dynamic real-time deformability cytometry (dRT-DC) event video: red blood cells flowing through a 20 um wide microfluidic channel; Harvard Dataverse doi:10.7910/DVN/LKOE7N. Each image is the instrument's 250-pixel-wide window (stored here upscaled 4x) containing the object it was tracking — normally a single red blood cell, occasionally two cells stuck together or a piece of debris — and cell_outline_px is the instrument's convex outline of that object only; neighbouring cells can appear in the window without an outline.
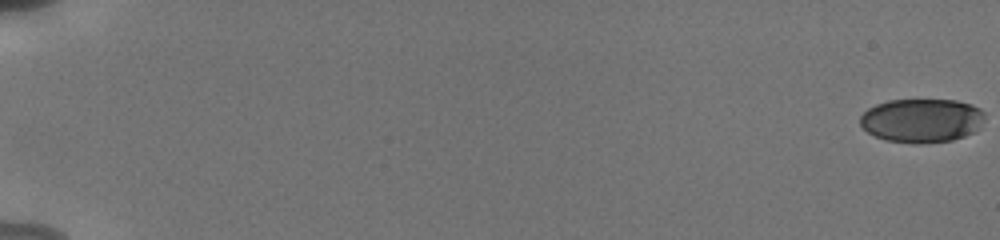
{"species": "human", "species_latin": "Homo sapiens", "temperature_condition": "cold", "stored_images_in_passage": 57, "camera_frame_rate_fps": 3000, "um_per_image_px": 0.085, "donor": {"sex": "male"}, "frame": {"image": 1, "passage_image": 1, "time_ms": 0.0, "image_size_px": [1000, 240], "cell_outline_px": [[984, 120], [980, 128], [976, 132], [952, 140], [916, 144], [912, 144], [884, 140], [868, 132], [860, 124], [860, 116], [868, 108], [876, 104], [888, 100], [956, 100], [972, 104], [980, 108], [984, 112]], "centroid_in_image_um": [78.37, 10.24], "position_along_channel_um": 6.6, "area_um2": 32.19}}
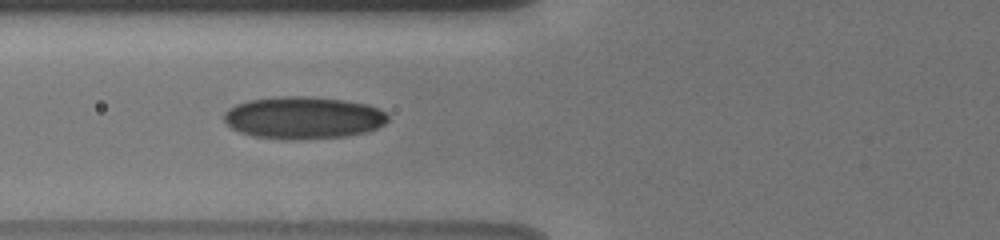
{"frame": {"image": 2, "passage_image": 25, "time_ms": 8.0, "image_size_px": [1000, 240], "cell_outline_px": [[388, 120], [384, 124], [368, 132], [348, 136], [300, 140], [284, 140], [252, 136], [240, 132], [232, 128], [224, 120], [224, 112], [228, 108], [236, 104], [248, 100], [280, 96], [308, 96], [344, 100], [368, 104], [380, 108], [388, 116]], "centroid_in_image_um": [25.79, 10.01], "position_along_channel_um": 100.0, "area_um2": 40.86}}
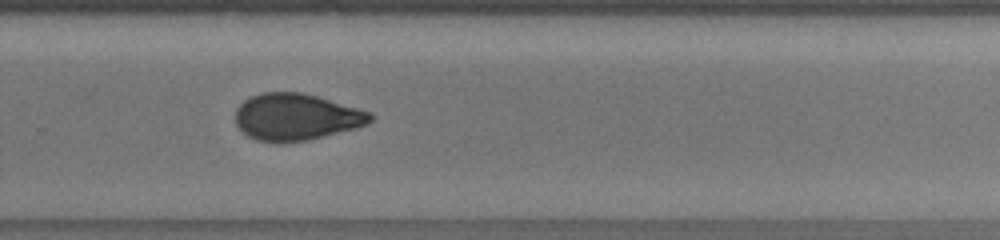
{"frame": {"image": 3, "passage_image": 41, "time_ms": 13.333, "image_size_px": [1000, 240], "cell_outline_px": [[376, 116], [368, 124], [356, 128], [308, 140], [280, 144], [276, 144], [256, 140], [240, 132], [236, 124], [236, 108], [244, 100], [260, 92], [304, 92], [372, 112]], "centroid_in_image_um": [25.17, 9.96], "position_along_channel_um": 304.6, "area_um2": 37.4}, "authors_computed_cell_mechanics": {"area_um2": 36.2406, "velocity_mm_per_s": 3.8369, "shape_relaxation_time_tau1_ms": null, "shape_relaxation_time_tau2_ms": 1.6579, "deformation_change_tau1": null, "deformation_change_tau2": 0.0725}}